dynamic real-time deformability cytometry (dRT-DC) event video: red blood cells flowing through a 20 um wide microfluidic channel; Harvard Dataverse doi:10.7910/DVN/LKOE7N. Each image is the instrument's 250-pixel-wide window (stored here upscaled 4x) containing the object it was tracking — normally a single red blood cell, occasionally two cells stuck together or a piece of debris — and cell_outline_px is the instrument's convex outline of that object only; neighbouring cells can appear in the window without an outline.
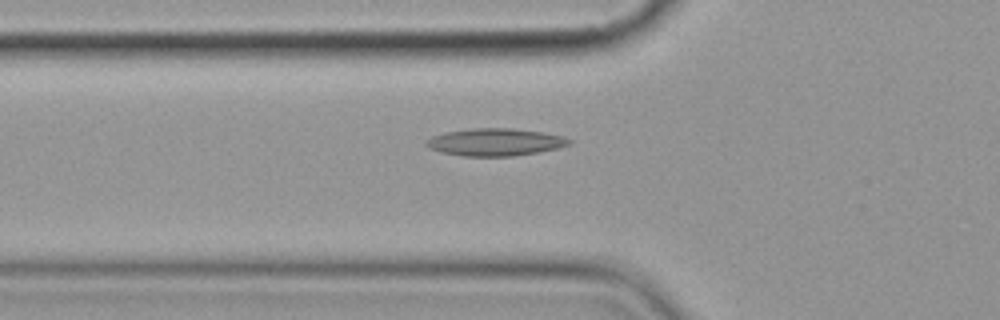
{"species": "common noctule bat (a hibernating species)", "species_latin": "Nyctalus noctula", "temperature_condition": "cold", "stored_images_in_passage": 6, "camera_frame_rate_fps": 3000, "um_per_image_px": 0.085, "animal": {"sex": "female", "body_mass_g": 19.9}, "frame": {"image": 1, "passage_image": 6, "time_ms": 7.0, "image_size_px": [1000, 320], "cell_outline_px": [[572, 144], [540, 152], [512, 156], [464, 156], [440, 152], [428, 148], [424, 144], [432, 136], [444, 132], [472, 128], [512, 128], [544, 132], [564, 136], [572, 140]], "centroid_in_image_um": [42.1, 12.07], "position_along_channel_um": 83.7, "area_um2": 23.0}}